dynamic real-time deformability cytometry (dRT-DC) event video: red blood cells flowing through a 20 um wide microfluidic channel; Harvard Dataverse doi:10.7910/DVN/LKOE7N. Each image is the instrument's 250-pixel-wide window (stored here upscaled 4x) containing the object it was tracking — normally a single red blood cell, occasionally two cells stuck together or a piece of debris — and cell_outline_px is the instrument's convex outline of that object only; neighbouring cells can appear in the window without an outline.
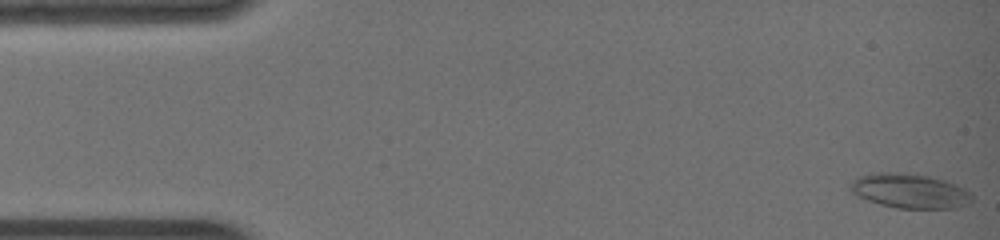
{"species": "common noctule bat (a hibernating species)", "species_latin": "Nyctalus noctula", "temperature_condition": "warm", "stored_images_in_passage": 12, "camera_frame_rate_fps": 3000, "um_per_image_px": 0.085, "animal": {"sex": "female", "body_mass_g": 19.0, "forearm_length_mm": 51.5}, "frame": {"image": 1, "passage_image": 1, "time_ms": 0.0, "image_size_px": [1000, 240], "cell_outline_px": [[972, 200], [968, 204], [956, 208], [896, 208], [880, 204], [856, 196], [848, 188], [848, 184], [852, 180], [860, 176], [872, 172], [900, 172], [928, 176], [944, 180], [956, 184], [972, 192]], "centroid_in_image_um": [77.3, 16.22], "position_along_channel_um": 7.7, "area_um2": 24.74}}
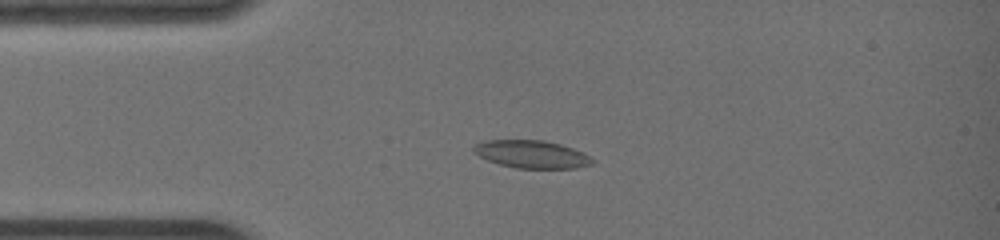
{"frame": {"image": 2, "passage_image": 10, "time_ms": 3.0, "image_size_px": [1000, 240], "cell_outline_px": [[596, 160], [592, 164], [576, 168], [516, 168], [500, 164], [488, 160], [480, 156], [472, 148], [476, 144], [488, 140], [544, 140], [560, 144], [584, 152]], "centroid_in_image_um": [45.25, 13.11], "position_along_channel_um": 39.7, "area_um2": 19.07}}